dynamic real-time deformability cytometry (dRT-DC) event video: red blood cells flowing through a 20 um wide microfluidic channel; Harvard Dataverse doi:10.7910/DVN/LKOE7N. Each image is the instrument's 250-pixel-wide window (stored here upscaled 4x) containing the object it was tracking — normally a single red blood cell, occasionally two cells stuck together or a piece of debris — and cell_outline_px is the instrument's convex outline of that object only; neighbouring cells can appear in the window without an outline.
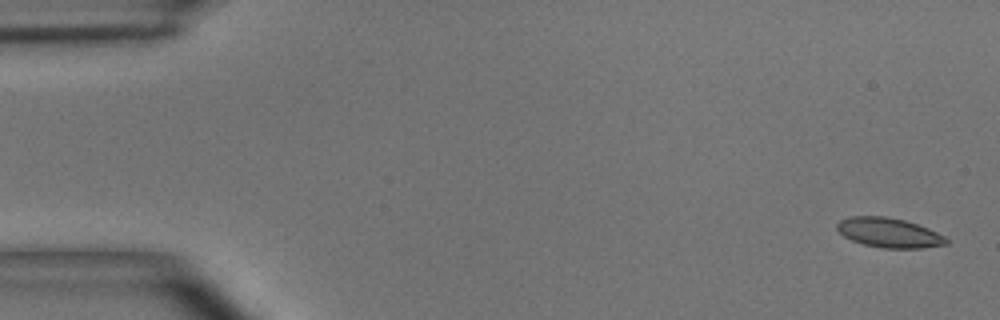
{"species": "common noctule bat (a hibernating species)", "species_latin": "Nyctalus noctula", "temperature_condition": "room temperature", "stored_images_in_passage": 5, "camera_frame_rate_fps": 3000, "um_per_image_px": 0.085, "animal": {"sex": "male", "body_mass_g": 15.6}, "frame": {"image": 1, "passage_image": 1, "time_ms": 0.0, "image_size_px": [1000, 320], "cell_outline_px": [[948, 244], [920, 248], [880, 248], [864, 244], [852, 240], [844, 236], [836, 228], [836, 224], [840, 220], [848, 216], [884, 216], [904, 220], [928, 228], [944, 236], [948, 240]], "centroid_in_image_um": [75.54, 19.78], "position_along_channel_um": 9.5, "area_um2": 18.79}}
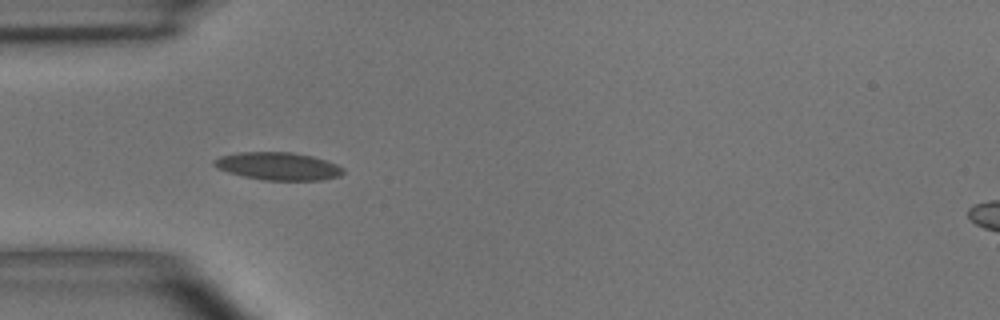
{"frame": {"image": 2, "passage_image": 5, "time_ms": 4.667, "image_size_px": [1000, 320], "cell_outline_px": [[344, 172], [340, 176], [324, 180], [264, 180], [244, 176], [228, 172], [216, 168], [212, 164], [212, 160], [220, 156], [240, 152], [292, 152], [312, 156], [336, 164], [344, 168]], "centroid_in_image_um": [23.63, 14.12], "position_along_channel_um": 61.4, "area_um2": 20.92}}